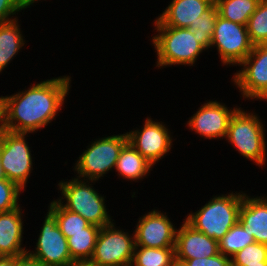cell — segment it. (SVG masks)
Returning <instances> with one entry per match:
<instances>
[{"mask_svg": "<svg viewBox=\"0 0 267 266\" xmlns=\"http://www.w3.org/2000/svg\"><path fill=\"white\" fill-rule=\"evenodd\" d=\"M6 176L4 174V171H3V168H2V165H1V162H0V179H5Z\"/></svg>", "mask_w": 267, "mask_h": 266, "instance_id": "37", "label": "cell"}, {"mask_svg": "<svg viewBox=\"0 0 267 266\" xmlns=\"http://www.w3.org/2000/svg\"><path fill=\"white\" fill-rule=\"evenodd\" d=\"M155 28L159 32V35L152 38L158 57L156 67L175 64L192 66L197 56L206 50L189 28L170 26H155Z\"/></svg>", "mask_w": 267, "mask_h": 266, "instance_id": "3", "label": "cell"}, {"mask_svg": "<svg viewBox=\"0 0 267 266\" xmlns=\"http://www.w3.org/2000/svg\"><path fill=\"white\" fill-rule=\"evenodd\" d=\"M24 44L25 41L17 19L0 23V73L17 55Z\"/></svg>", "mask_w": 267, "mask_h": 266, "instance_id": "21", "label": "cell"}, {"mask_svg": "<svg viewBox=\"0 0 267 266\" xmlns=\"http://www.w3.org/2000/svg\"><path fill=\"white\" fill-rule=\"evenodd\" d=\"M128 142L127 134L112 135L96 139L77 160V178H87L92 183L114 169L123 146Z\"/></svg>", "mask_w": 267, "mask_h": 266, "instance_id": "6", "label": "cell"}, {"mask_svg": "<svg viewBox=\"0 0 267 266\" xmlns=\"http://www.w3.org/2000/svg\"><path fill=\"white\" fill-rule=\"evenodd\" d=\"M260 0H215L218 15L222 18L247 25Z\"/></svg>", "mask_w": 267, "mask_h": 266, "instance_id": "22", "label": "cell"}, {"mask_svg": "<svg viewBox=\"0 0 267 266\" xmlns=\"http://www.w3.org/2000/svg\"><path fill=\"white\" fill-rule=\"evenodd\" d=\"M259 120L256 114L238 108L230 119L226 140H229L241 156L262 166L265 165L267 149L265 128Z\"/></svg>", "mask_w": 267, "mask_h": 266, "instance_id": "4", "label": "cell"}, {"mask_svg": "<svg viewBox=\"0 0 267 266\" xmlns=\"http://www.w3.org/2000/svg\"><path fill=\"white\" fill-rule=\"evenodd\" d=\"M170 266H187L185 261L179 260L176 257L173 259V261L171 262Z\"/></svg>", "mask_w": 267, "mask_h": 266, "instance_id": "35", "label": "cell"}, {"mask_svg": "<svg viewBox=\"0 0 267 266\" xmlns=\"http://www.w3.org/2000/svg\"><path fill=\"white\" fill-rule=\"evenodd\" d=\"M70 266H92V265H90L89 263H74Z\"/></svg>", "mask_w": 267, "mask_h": 266, "instance_id": "39", "label": "cell"}, {"mask_svg": "<svg viewBox=\"0 0 267 266\" xmlns=\"http://www.w3.org/2000/svg\"><path fill=\"white\" fill-rule=\"evenodd\" d=\"M114 223L101 227L92 258V266H128L131 265L135 235L116 229Z\"/></svg>", "mask_w": 267, "mask_h": 266, "instance_id": "7", "label": "cell"}, {"mask_svg": "<svg viewBox=\"0 0 267 266\" xmlns=\"http://www.w3.org/2000/svg\"><path fill=\"white\" fill-rule=\"evenodd\" d=\"M26 133L5 130L0 137V162L6 179L24 189L33 163Z\"/></svg>", "mask_w": 267, "mask_h": 266, "instance_id": "8", "label": "cell"}, {"mask_svg": "<svg viewBox=\"0 0 267 266\" xmlns=\"http://www.w3.org/2000/svg\"><path fill=\"white\" fill-rule=\"evenodd\" d=\"M85 181L80 178L60 181L58 186L62 191V196L66 199V204L62 202L63 197L57 201L64 208L78 213L91 224L104 227L112 223L105 206L104 196H100L87 179Z\"/></svg>", "mask_w": 267, "mask_h": 266, "instance_id": "5", "label": "cell"}, {"mask_svg": "<svg viewBox=\"0 0 267 266\" xmlns=\"http://www.w3.org/2000/svg\"><path fill=\"white\" fill-rule=\"evenodd\" d=\"M223 103L203 104L188 121L190 129L205 139L226 138L230 119L238 108L228 109Z\"/></svg>", "mask_w": 267, "mask_h": 266, "instance_id": "14", "label": "cell"}, {"mask_svg": "<svg viewBox=\"0 0 267 266\" xmlns=\"http://www.w3.org/2000/svg\"><path fill=\"white\" fill-rule=\"evenodd\" d=\"M20 206L9 212L0 213V256L20 257L27 254L21 248L23 221Z\"/></svg>", "mask_w": 267, "mask_h": 266, "instance_id": "18", "label": "cell"}, {"mask_svg": "<svg viewBox=\"0 0 267 266\" xmlns=\"http://www.w3.org/2000/svg\"><path fill=\"white\" fill-rule=\"evenodd\" d=\"M36 243L35 251L27 254L45 266H70L72 260L67 238L61 232L55 216L48 210Z\"/></svg>", "mask_w": 267, "mask_h": 266, "instance_id": "10", "label": "cell"}, {"mask_svg": "<svg viewBox=\"0 0 267 266\" xmlns=\"http://www.w3.org/2000/svg\"><path fill=\"white\" fill-rule=\"evenodd\" d=\"M23 9L29 7L30 5H33L34 2L38 1V0H19Z\"/></svg>", "mask_w": 267, "mask_h": 266, "instance_id": "36", "label": "cell"}, {"mask_svg": "<svg viewBox=\"0 0 267 266\" xmlns=\"http://www.w3.org/2000/svg\"><path fill=\"white\" fill-rule=\"evenodd\" d=\"M255 243L253 235L243 229V225L238 221L230 230L218 241L219 252L227 257H232L247 245Z\"/></svg>", "mask_w": 267, "mask_h": 266, "instance_id": "24", "label": "cell"}, {"mask_svg": "<svg viewBox=\"0 0 267 266\" xmlns=\"http://www.w3.org/2000/svg\"><path fill=\"white\" fill-rule=\"evenodd\" d=\"M246 27L254 46L267 44V0H260Z\"/></svg>", "mask_w": 267, "mask_h": 266, "instance_id": "26", "label": "cell"}, {"mask_svg": "<svg viewBox=\"0 0 267 266\" xmlns=\"http://www.w3.org/2000/svg\"><path fill=\"white\" fill-rule=\"evenodd\" d=\"M153 210L145 214L136 225L135 246L175 248L177 229L166 214Z\"/></svg>", "mask_w": 267, "mask_h": 266, "instance_id": "13", "label": "cell"}, {"mask_svg": "<svg viewBox=\"0 0 267 266\" xmlns=\"http://www.w3.org/2000/svg\"><path fill=\"white\" fill-rule=\"evenodd\" d=\"M151 164L144 158L129 142H127L119 153L115 166L118 175L128 180H141L152 168Z\"/></svg>", "mask_w": 267, "mask_h": 266, "instance_id": "19", "label": "cell"}, {"mask_svg": "<svg viewBox=\"0 0 267 266\" xmlns=\"http://www.w3.org/2000/svg\"><path fill=\"white\" fill-rule=\"evenodd\" d=\"M14 266H45L28 254L14 257Z\"/></svg>", "mask_w": 267, "mask_h": 266, "instance_id": "32", "label": "cell"}, {"mask_svg": "<svg viewBox=\"0 0 267 266\" xmlns=\"http://www.w3.org/2000/svg\"><path fill=\"white\" fill-rule=\"evenodd\" d=\"M70 79V76L53 78L4 96L5 130L29 134L51 123L69 93Z\"/></svg>", "mask_w": 267, "mask_h": 266, "instance_id": "1", "label": "cell"}, {"mask_svg": "<svg viewBox=\"0 0 267 266\" xmlns=\"http://www.w3.org/2000/svg\"><path fill=\"white\" fill-rule=\"evenodd\" d=\"M216 46L223 65L240 64L252 51L246 25H241L217 16L211 47Z\"/></svg>", "mask_w": 267, "mask_h": 266, "instance_id": "9", "label": "cell"}, {"mask_svg": "<svg viewBox=\"0 0 267 266\" xmlns=\"http://www.w3.org/2000/svg\"><path fill=\"white\" fill-rule=\"evenodd\" d=\"M218 16L217 7L214 5L203 16H199V20L195 24H191L189 29L193 35L199 38V43L207 50L211 47V40L214 33L216 18Z\"/></svg>", "mask_w": 267, "mask_h": 266, "instance_id": "27", "label": "cell"}, {"mask_svg": "<svg viewBox=\"0 0 267 266\" xmlns=\"http://www.w3.org/2000/svg\"><path fill=\"white\" fill-rule=\"evenodd\" d=\"M215 5V0H172L154 21L155 26L189 28Z\"/></svg>", "mask_w": 267, "mask_h": 266, "instance_id": "16", "label": "cell"}, {"mask_svg": "<svg viewBox=\"0 0 267 266\" xmlns=\"http://www.w3.org/2000/svg\"><path fill=\"white\" fill-rule=\"evenodd\" d=\"M49 211L55 216L63 235L66 233L85 232V228L91 224L78 213L64 208L57 200L50 203Z\"/></svg>", "mask_w": 267, "mask_h": 266, "instance_id": "25", "label": "cell"}, {"mask_svg": "<svg viewBox=\"0 0 267 266\" xmlns=\"http://www.w3.org/2000/svg\"><path fill=\"white\" fill-rule=\"evenodd\" d=\"M239 222L253 235L255 242L267 245V197L250 198L244 193Z\"/></svg>", "mask_w": 267, "mask_h": 266, "instance_id": "17", "label": "cell"}, {"mask_svg": "<svg viewBox=\"0 0 267 266\" xmlns=\"http://www.w3.org/2000/svg\"><path fill=\"white\" fill-rule=\"evenodd\" d=\"M185 261L187 266H231V259L221 253L204 258H194Z\"/></svg>", "mask_w": 267, "mask_h": 266, "instance_id": "30", "label": "cell"}, {"mask_svg": "<svg viewBox=\"0 0 267 266\" xmlns=\"http://www.w3.org/2000/svg\"><path fill=\"white\" fill-rule=\"evenodd\" d=\"M174 258L175 248H153L135 246L131 265L170 266Z\"/></svg>", "mask_w": 267, "mask_h": 266, "instance_id": "23", "label": "cell"}, {"mask_svg": "<svg viewBox=\"0 0 267 266\" xmlns=\"http://www.w3.org/2000/svg\"><path fill=\"white\" fill-rule=\"evenodd\" d=\"M21 189L12 181L0 179V213L9 212L17 207Z\"/></svg>", "mask_w": 267, "mask_h": 266, "instance_id": "29", "label": "cell"}, {"mask_svg": "<svg viewBox=\"0 0 267 266\" xmlns=\"http://www.w3.org/2000/svg\"><path fill=\"white\" fill-rule=\"evenodd\" d=\"M267 261V245L255 242L231 257V266H247Z\"/></svg>", "mask_w": 267, "mask_h": 266, "instance_id": "28", "label": "cell"}, {"mask_svg": "<svg viewBox=\"0 0 267 266\" xmlns=\"http://www.w3.org/2000/svg\"><path fill=\"white\" fill-rule=\"evenodd\" d=\"M0 266H14V257L0 256Z\"/></svg>", "mask_w": 267, "mask_h": 266, "instance_id": "34", "label": "cell"}, {"mask_svg": "<svg viewBox=\"0 0 267 266\" xmlns=\"http://www.w3.org/2000/svg\"><path fill=\"white\" fill-rule=\"evenodd\" d=\"M20 10H23V7L19 0H0V23H6L17 19V17L14 19H10L9 17Z\"/></svg>", "mask_w": 267, "mask_h": 266, "instance_id": "31", "label": "cell"}, {"mask_svg": "<svg viewBox=\"0 0 267 266\" xmlns=\"http://www.w3.org/2000/svg\"><path fill=\"white\" fill-rule=\"evenodd\" d=\"M242 193V194H241ZM215 196L186 220L196 230L219 241L239 221V210L244 193Z\"/></svg>", "mask_w": 267, "mask_h": 266, "instance_id": "2", "label": "cell"}, {"mask_svg": "<svg viewBox=\"0 0 267 266\" xmlns=\"http://www.w3.org/2000/svg\"><path fill=\"white\" fill-rule=\"evenodd\" d=\"M247 266H267V261L260 262V264H247Z\"/></svg>", "mask_w": 267, "mask_h": 266, "instance_id": "38", "label": "cell"}, {"mask_svg": "<svg viewBox=\"0 0 267 266\" xmlns=\"http://www.w3.org/2000/svg\"><path fill=\"white\" fill-rule=\"evenodd\" d=\"M101 227L90 224L85 232L66 233L70 255L75 263H88L93 256Z\"/></svg>", "mask_w": 267, "mask_h": 266, "instance_id": "20", "label": "cell"}, {"mask_svg": "<svg viewBox=\"0 0 267 266\" xmlns=\"http://www.w3.org/2000/svg\"><path fill=\"white\" fill-rule=\"evenodd\" d=\"M233 81L244 98L267 100V44L256 45L239 64Z\"/></svg>", "mask_w": 267, "mask_h": 266, "instance_id": "11", "label": "cell"}, {"mask_svg": "<svg viewBox=\"0 0 267 266\" xmlns=\"http://www.w3.org/2000/svg\"><path fill=\"white\" fill-rule=\"evenodd\" d=\"M176 232L175 257L179 260L211 257L219 254L218 241L196 230L186 220Z\"/></svg>", "mask_w": 267, "mask_h": 266, "instance_id": "15", "label": "cell"}, {"mask_svg": "<svg viewBox=\"0 0 267 266\" xmlns=\"http://www.w3.org/2000/svg\"><path fill=\"white\" fill-rule=\"evenodd\" d=\"M5 131L4 125V101L3 96L0 97V137L3 135Z\"/></svg>", "mask_w": 267, "mask_h": 266, "instance_id": "33", "label": "cell"}, {"mask_svg": "<svg viewBox=\"0 0 267 266\" xmlns=\"http://www.w3.org/2000/svg\"><path fill=\"white\" fill-rule=\"evenodd\" d=\"M128 142L151 164L155 165L171 149L172 138L164 124L145 120L142 130L127 132Z\"/></svg>", "mask_w": 267, "mask_h": 266, "instance_id": "12", "label": "cell"}]
</instances>
